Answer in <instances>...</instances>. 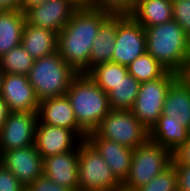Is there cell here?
I'll list each match as a JSON object with an SVG mask.
<instances>
[{
    "instance_id": "obj_28",
    "label": "cell",
    "mask_w": 190,
    "mask_h": 191,
    "mask_svg": "<svg viewBox=\"0 0 190 191\" xmlns=\"http://www.w3.org/2000/svg\"><path fill=\"white\" fill-rule=\"evenodd\" d=\"M135 191H177L175 167L171 164L162 173L158 174L147 184L140 186Z\"/></svg>"
},
{
    "instance_id": "obj_13",
    "label": "cell",
    "mask_w": 190,
    "mask_h": 191,
    "mask_svg": "<svg viewBox=\"0 0 190 191\" xmlns=\"http://www.w3.org/2000/svg\"><path fill=\"white\" fill-rule=\"evenodd\" d=\"M0 96L9 112H38L40 101L28 76L4 73Z\"/></svg>"
},
{
    "instance_id": "obj_27",
    "label": "cell",
    "mask_w": 190,
    "mask_h": 191,
    "mask_svg": "<svg viewBox=\"0 0 190 191\" xmlns=\"http://www.w3.org/2000/svg\"><path fill=\"white\" fill-rule=\"evenodd\" d=\"M127 69L128 73L140 83L158 79L167 71L147 52L130 63Z\"/></svg>"
},
{
    "instance_id": "obj_4",
    "label": "cell",
    "mask_w": 190,
    "mask_h": 191,
    "mask_svg": "<svg viewBox=\"0 0 190 191\" xmlns=\"http://www.w3.org/2000/svg\"><path fill=\"white\" fill-rule=\"evenodd\" d=\"M78 73L59 52L34 60L28 79L39 101L65 95Z\"/></svg>"
},
{
    "instance_id": "obj_11",
    "label": "cell",
    "mask_w": 190,
    "mask_h": 191,
    "mask_svg": "<svg viewBox=\"0 0 190 191\" xmlns=\"http://www.w3.org/2000/svg\"><path fill=\"white\" fill-rule=\"evenodd\" d=\"M78 8L71 0H47L28 8L24 15L26 23L53 30L58 34Z\"/></svg>"
},
{
    "instance_id": "obj_17",
    "label": "cell",
    "mask_w": 190,
    "mask_h": 191,
    "mask_svg": "<svg viewBox=\"0 0 190 191\" xmlns=\"http://www.w3.org/2000/svg\"><path fill=\"white\" fill-rule=\"evenodd\" d=\"M43 175L55 184L78 191V147L43 158Z\"/></svg>"
},
{
    "instance_id": "obj_14",
    "label": "cell",
    "mask_w": 190,
    "mask_h": 191,
    "mask_svg": "<svg viewBox=\"0 0 190 191\" xmlns=\"http://www.w3.org/2000/svg\"><path fill=\"white\" fill-rule=\"evenodd\" d=\"M82 141L72 130L37 122L34 145L42 158L73 150Z\"/></svg>"
},
{
    "instance_id": "obj_15",
    "label": "cell",
    "mask_w": 190,
    "mask_h": 191,
    "mask_svg": "<svg viewBox=\"0 0 190 191\" xmlns=\"http://www.w3.org/2000/svg\"><path fill=\"white\" fill-rule=\"evenodd\" d=\"M86 140L98 151L113 176L122 185L128 178L133 149L101 138L95 131L88 133Z\"/></svg>"
},
{
    "instance_id": "obj_20",
    "label": "cell",
    "mask_w": 190,
    "mask_h": 191,
    "mask_svg": "<svg viewBox=\"0 0 190 191\" xmlns=\"http://www.w3.org/2000/svg\"><path fill=\"white\" fill-rule=\"evenodd\" d=\"M171 0H136L130 15L144 28L160 25L173 19Z\"/></svg>"
},
{
    "instance_id": "obj_38",
    "label": "cell",
    "mask_w": 190,
    "mask_h": 191,
    "mask_svg": "<svg viewBox=\"0 0 190 191\" xmlns=\"http://www.w3.org/2000/svg\"><path fill=\"white\" fill-rule=\"evenodd\" d=\"M47 0H22L21 1V8L22 11L25 12L28 8H32L33 6L42 4Z\"/></svg>"
},
{
    "instance_id": "obj_36",
    "label": "cell",
    "mask_w": 190,
    "mask_h": 191,
    "mask_svg": "<svg viewBox=\"0 0 190 191\" xmlns=\"http://www.w3.org/2000/svg\"><path fill=\"white\" fill-rule=\"evenodd\" d=\"M177 77L182 80L183 82L190 84V53L184 59V63L177 73Z\"/></svg>"
},
{
    "instance_id": "obj_29",
    "label": "cell",
    "mask_w": 190,
    "mask_h": 191,
    "mask_svg": "<svg viewBox=\"0 0 190 191\" xmlns=\"http://www.w3.org/2000/svg\"><path fill=\"white\" fill-rule=\"evenodd\" d=\"M135 4L136 0H91L90 7L111 16H130Z\"/></svg>"
},
{
    "instance_id": "obj_7",
    "label": "cell",
    "mask_w": 190,
    "mask_h": 191,
    "mask_svg": "<svg viewBox=\"0 0 190 191\" xmlns=\"http://www.w3.org/2000/svg\"><path fill=\"white\" fill-rule=\"evenodd\" d=\"M95 132L101 138L133 150L149 139V130L131 110H110Z\"/></svg>"
},
{
    "instance_id": "obj_41",
    "label": "cell",
    "mask_w": 190,
    "mask_h": 191,
    "mask_svg": "<svg viewBox=\"0 0 190 191\" xmlns=\"http://www.w3.org/2000/svg\"><path fill=\"white\" fill-rule=\"evenodd\" d=\"M188 53H190V37H189V52Z\"/></svg>"
},
{
    "instance_id": "obj_32",
    "label": "cell",
    "mask_w": 190,
    "mask_h": 191,
    "mask_svg": "<svg viewBox=\"0 0 190 191\" xmlns=\"http://www.w3.org/2000/svg\"><path fill=\"white\" fill-rule=\"evenodd\" d=\"M26 191H71V190L59 184H55L46 176L41 175L26 188Z\"/></svg>"
},
{
    "instance_id": "obj_16",
    "label": "cell",
    "mask_w": 190,
    "mask_h": 191,
    "mask_svg": "<svg viewBox=\"0 0 190 191\" xmlns=\"http://www.w3.org/2000/svg\"><path fill=\"white\" fill-rule=\"evenodd\" d=\"M38 120L44 124L72 130L82 140H86L87 133L78 125L74 110L66 95L40 101Z\"/></svg>"
},
{
    "instance_id": "obj_40",
    "label": "cell",
    "mask_w": 190,
    "mask_h": 191,
    "mask_svg": "<svg viewBox=\"0 0 190 191\" xmlns=\"http://www.w3.org/2000/svg\"><path fill=\"white\" fill-rule=\"evenodd\" d=\"M3 76H4V71L1 69V66H0V91H1V86H2Z\"/></svg>"
},
{
    "instance_id": "obj_3",
    "label": "cell",
    "mask_w": 190,
    "mask_h": 191,
    "mask_svg": "<svg viewBox=\"0 0 190 191\" xmlns=\"http://www.w3.org/2000/svg\"><path fill=\"white\" fill-rule=\"evenodd\" d=\"M147 53L167 71L178 73L189 52V37L174 20L145 28Z\"/></svg>"
},
{
    "instance_id": "obj_30",
    "label": "cell",
    "mask_w": 190,
    "mask_h": 191,
    "mask_svg": "<svg viewBox=\"0 0 190 191\" xmlns=\"http://www.w3.org/2000/svg\"><path fill=\"white\" fill-rule=\"evenodd\" d=\"M173 3V19L183 28L190 37V0H177Z\"/></svg>"
},
{
    "instance_id": "obj_2",
    "label": "cell",
    "mask_w": 190,
    "mask_h": 191,
    "mask_svg": "<svg viewBox=\"0 0 190 191\" xmlns=\"http://www.w3.org/2000/svg\"><path fill=\"white\" fill-rule=\"evenodd\" d=\"M78 125L88 134L95 131L110 112L108 94L87 74H78L65 93Z\"/></svg>"
},
{
    "instance_id": "obj_31",
    "label": "cell",
    "mask_w": 190,
    "mask_h": 191,
    "mask_svg": "<svg viewBox=\"0 0 190 191\" xmlns=\"http://www.w3.org/2000/svg\"><path fill=\"white\" fill-rule=\"evenodd\" d=\"M0 191H26L17 177L0 163Z\"/></svg>"
},
{
    "instance_id": "obj_8",
    "label": "cell",
    "mask_w": 190,
    "mask_h": 191,
    "mask_svg": "<svg viewBox=\"0 0 190 191\" xmlns=\"http://www.w3.org/2000/svg\"><path fill=\"white\" fill-rule=\"evenodd\" d=\"M177 78V73L166 71L158 79L140 83L138 95L130 110L148 130L162 115L167 92Z\"/></svg>"
},
{
    "instance_id": "obj_12",
    "label": "cell",
    "mask_w": 190,
    "mask_h": 191,
    "mask_svg": "<svg viewBox=\"0 0 190 191\" xmlns=\"http://www.w3.org/2000/svg\"><path fill=\"white\" fill-rule=\"evenodd\" d=\"M0 163L26 188L43 175V158L37 152L35 145L4 151L0 155Z\"/></svg>"
},
{
    "instance_id": "obj_37",
    "label": "cell",
    "mask_w": 190,
    "mask_h": 191,
    "mask_svg": "<svg viewBox=\"0 0 190 191\" xmlns=\"http://www.w3.org/2000/svg\"><path fill=\"white\" fill-rule=\"evenodd\" d=\"M8 113H9V110L7 108V105L4 102L3 98L0 96V128L6 121Z\"/></svg>"
},
{
    "instance_id": "obj_18",
    "label": "cell",
    "mask_w": 190,
    "mask_h": 191,
    "mask_svg": "<svg viewBox=\"0 0 190 191\" xmlns=\"http://www.w3.org/2000/svg\"><path fill=\"white\" fill-rule=\"evenodd\" d=\"M157 121L183 123L190 130V84L177 78L170 86Z\"/></svg>"
},
{
    "instance_id": "obj_19",
    "label": "cell",
    "mask_w": 190,
    "mask_h": 191,
    "mask_svg": "<svg viewBox=\"0 0 190 191\" xmlns=\"http://www.w3.org/2000/svg\"><path fill=\"white\" fill-rule=\"evenodd\" d=\"M57 41L58 34L53 30L25 23L21 45L34 59L57 52Z\"/></svg>"
},
{
    "instance_id": "obj_22",
    "label": "cell",
    "mask_w": 190,
    "mask_h": 191,
    "mask_svg": "<svg viewBox=\"0 0 190 191\" xmlns=\"http://www.w3.org/2000/svg\"><path fill=\"white\" fill-rule=\"evenodd\" d=\"M190 136V130L183 123L175 121H157L149 130V139L171 153L177 150Z\"/></svg>"
},
{
    "instance_id": "obj_5",
    "label": "cell",
    "mask_w": 190,
    "mask_h": 191,
    "mask_svg": "<svg viewBox=\"0 0 190 191\" xmlns=\"http://www.w3.org/2000/svg\"><path fill=\"white\" fill-rule=\"evenodd\" d=\"M172 153L148 139L133 150L128 178L122 184V191H135L147 184L171 165Z\"/></svg>"
},
{
    "instance_id": "obj_26",
    "label": "cell",
    "mask_w": 190,
    "mask_h": 191,
    "mask_svg": "<svg viewBox=\"0 0 190 191\" xmlns=\"http://www.w3.org/2000/svg\"><path fill=\"white\" fill-rule=\"evenodd\" d=\"M34 60L25 48L19 44L0 57V66L4 73L28 76Z\"/></svg>"
},
{
    "instance_id": "obj_25",
    "label": "cell",
    "mask_w": 190,
    "mask_h": 191,
    "mask_svg": "<svg viewBox=\"0 0 190 191\" xmlns=\"http://www.w3.org/2000/svg\"><path fill=\"white\" fill-rule=\"evenodd\" d=\"M86 74L108 94L128 74V69L118 63L106 62L92 67Z\"/></svg>"
},
{
    "instance_id": "obj_21",
    "label": "cell",
    "mask_w": 190,
    "mask_h": 191,
    "mask_svg": "<svg viewBox=\"0 0 190 191\" xmlns=\"http://www.w3.org/2000/svg\"><path fill=\"white\" fill-rule=\"evenodd\" d=\"M117 34V16H110L100 27L91 47L89 70L101 63L112 62Z\"/></svg>"
},
{
    "instance_id": "obj_33",
    "label": "cell",
    "mask_w": 190,
    "mask_h": 191,
    "mask_svg": "<svg viewBox=\"0 0 190 191\" xmlns=\"http://www.w3.org/2000/svg\"><path fill=\"white\" fill-rule=\"evenodd\" d=\"M176 169L177 191H190V164H172Z\"/></svg>"
},
{
    "instance_id": "obj_10",
    "label": "cell",
    "mask_w": 190,
    "mask_h": 191,
    "mask_svg": "<svg viewBox=\"0 0 190 191\" xmlns=\"http://www.w3.org/2000/svg\"><path fill=\"white\" fill-rule=\"evenodd\" d=\"M38 112H9L0 128V155L13 150L34 145Z\"/></svg>"
},
{
    "instance_id": "obj_34",
    "label": "cell",
    "mask_w": 190,
    "mask_h": 191,
    "mask_svg": "<svg viewBox=\"0 0 190 191\" xmlns=\"http://www.w3.org/2000/svg\"><path fill=\"white\" fill-rule=\"evenodd\" d=\"M171 164H190V136L183 145L172 153Z\"/></svg>"
},
{
    "instance_id": "obj_35",
    "label": "cell",
    "mask_w": 190,
    "mask_h": 191,
    "mask_svg": "<svg viewBox=\"0 0 190 191\" xmlns=\"http://www.w3.org/2000/svg\"><path fill=\"white\" fill-rule=\"evenodd\" d=\"M22 0H0V12L22 11Z\"/></svg>"
},
{
    "instance_id": "obj_39",
    "label": "cell",
    "mask_w": 190,
    "mask_h": 191,
    "mask_svg": "<svg viewBox=\"0 0 190 191\" xmlns=\"http://www.w3.org/2000/svg\"><path fill=\"white\" fill-rule=\"evenodd\" d=\"M75 5H77L79 8L82 7H90L91 0H71Z\"/></svg>"
},
{
    "instance_id": "obj_9",
    "label": "cell",
    "mask_w": 190,
    "mask_h": 191,
    "mask_svg": "<svg viewBox=\"0 0 190 191\" xmlns=\"http://www.w3.org/2000/svg\"><path fill=\"white\" fill-rule=\"evenodd\" d=\"M146 52L145 28L131 16H117V34L112 62L127 67Z\"/></svg>"
},
{
    "instance_id": "obj_24",
    "label": "cell",
    "mask_w": 190,
    "mask_h": 191,
    "mask_svg": "<svg viewBox=\"0 0 190 191\" xmlns=\"http://www.w3.org/2000/svg\"><path fill=\"white\" fill-rule=\"evenodd\" d=\"M140 82L129 73L108 93L110 110H130L138 95Z\"/></svg>"
},
{
    "instance_id": "obj_6",
    "label": "cell",
    "mask_w": 190,
    "mask_h": 191,
    "mask_svg": "<svg viewBox=\"0 0 190 191\" xmlns=\"http://www.w3.org/2000/svg\"><path fill=\"white\" fill-rule=\"evenodd\" d=\"M122 191L109 166L97 150L83 140L78 146V191Z\"/></svg>"
},
{
    "instance_id": "obj_23",
    "label": "cell",
    "mask_w": 190,
    "mask_h": 191,
    "mask_svg": "<svg viewBox=\"0 0 190 191\" xmlns=\"http://www.w3.org/2000/svg\"><path fill=\"white\" fill-rule=\"evenodd\" d=\"M25 23L23 11L0 12V57L21 44Z\"/></svg>"
},
{
    "instance_id": "obj_1",
    "label": "cell",
    "mask_w": 190,
    "mask_h": 191,
    "mask_svg": "<svg viewBox=\"0 0 190 191\" xmlns=\"http://www.w3.org/2000/svg\"><path fill=\"white\" fill-rule=\"evenodd\" d=\"M110 16L91 7L78 8L58 33L57 51L78 74L89 71L92 43Z\"/></svg>"
}]
</instances>
